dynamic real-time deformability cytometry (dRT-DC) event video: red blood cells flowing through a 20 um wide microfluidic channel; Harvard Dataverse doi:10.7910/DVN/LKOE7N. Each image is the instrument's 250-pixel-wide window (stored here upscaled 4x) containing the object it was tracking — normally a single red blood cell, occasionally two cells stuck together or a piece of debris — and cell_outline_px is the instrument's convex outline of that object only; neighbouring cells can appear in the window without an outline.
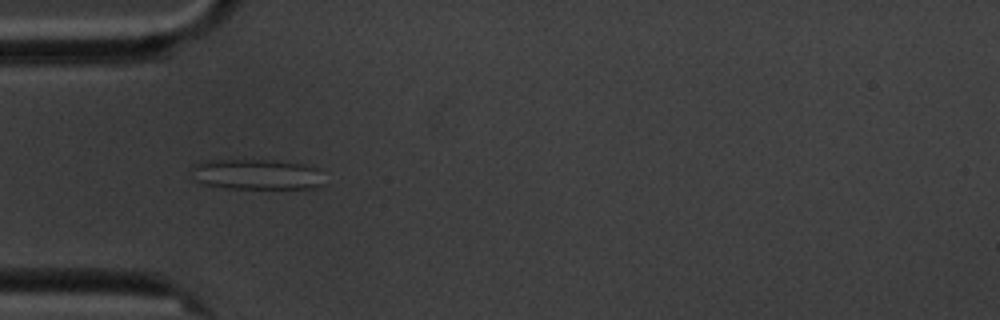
{"species": "common noctule bat (a hibernating species)", "species_latin": "Nyctalus noctula", "temperature_condition": "cold", "stored_images_in_passage": 6, "camera_frame_rate_fps": 3000, "um_per_image_px": 0.085, "animal": {"sex": "male", "body_mass_g": 20.1, "forearm_length_mm": 53.5}, "frame": {"image": 1, "passage_image": 5, "time_ms": 4.667, "image_size_px": [1000, 320], "cell_outline_px": [[324, 184], [316, 188], [228, 188], [204, 184], [196, 180], [192, 168], [196, 164], [208, 160], [276, 160], [300, 164], [316, 168]], "centroid_in_image_um": [21.82, 14.82], "position_along_channel_um": 63.2, "area_um2": 23.18}}
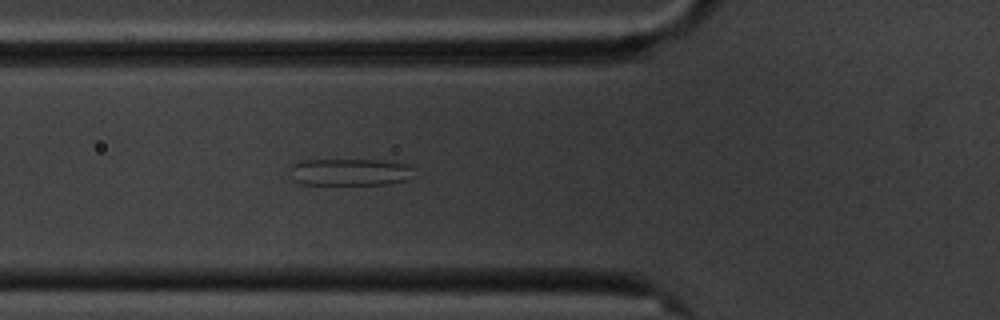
{"frame": {"image": 2, "passage_image": 6, "time_ms": 5.667, "image_size_px": [1000, 320], "cell_outline_px": [[412, 168], [408, 180], [388, 184], [300, 184], [292, 180], [292, 164], [304, 160], [380, 160], [404, 164]], "centroid_in_image_um": [29.7, 14.63], "position_along_channel_um": 96.1, "area_um2": 19.25}}